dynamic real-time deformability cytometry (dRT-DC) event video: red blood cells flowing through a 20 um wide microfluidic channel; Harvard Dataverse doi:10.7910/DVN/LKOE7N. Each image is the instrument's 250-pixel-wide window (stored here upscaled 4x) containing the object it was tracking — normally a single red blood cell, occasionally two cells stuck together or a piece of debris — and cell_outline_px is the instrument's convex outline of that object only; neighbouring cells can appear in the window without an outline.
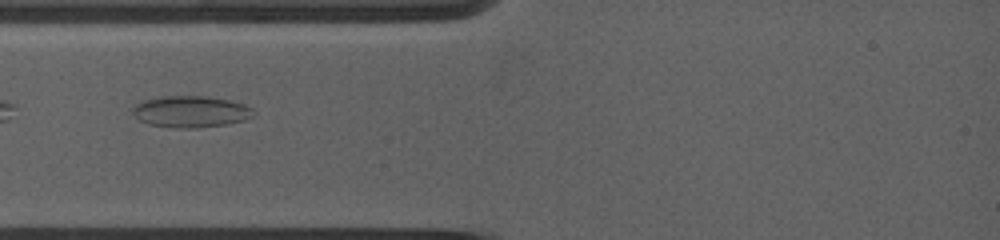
{"species": "common noctule bat (a hibernating species)", "species_latin": "Nyctalus noctula", "temperature_condition": "warm", "stored_images_in_passage": 4, "camera_frame_rate_fps": 5000, "um_per_image_px": 0.085, "animal": {"sex": "female", "body_mass_g": 19.0, "forearm_length_mm": 53.3}, "frame": {"image": 1, "passage_image": 3, "time_ms": 1.2, "image_size_px": [1000, 240], "cell_outline_px": [[256, 112], [240, 120], [224, 124], [196, 128], [184, 128], [152, 124], [140, 120], [132, 112], [132, 108], [136, 104], [148, 100], [172, 96], [200, 96], [228, 100], [244, 104], [252, 108]], "centroid_in_image_um": [16.22, 9.48], "position_along_channel_um": 68.8, "area_um2": 21.27}}